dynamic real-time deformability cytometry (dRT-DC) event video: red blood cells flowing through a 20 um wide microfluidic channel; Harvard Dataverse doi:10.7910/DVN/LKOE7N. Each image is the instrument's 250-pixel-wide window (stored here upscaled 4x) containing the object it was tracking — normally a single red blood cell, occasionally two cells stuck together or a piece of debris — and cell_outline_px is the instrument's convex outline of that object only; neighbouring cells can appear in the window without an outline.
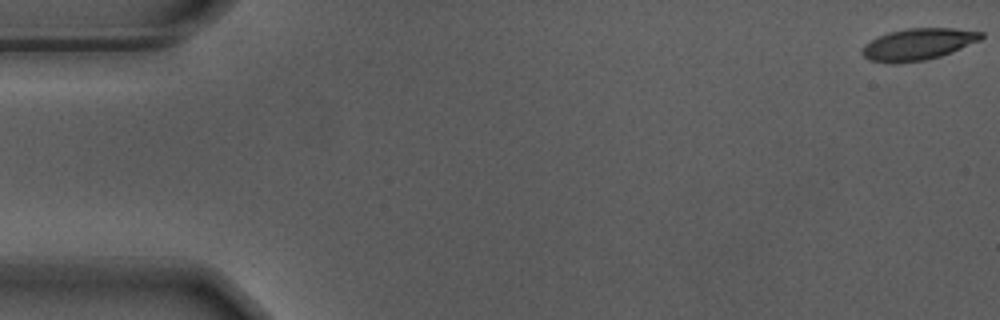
{"species": "Egyptian fruit bat (a non-hibernating species)", "species_latin": "Rousettus aegyptiacus", "temperature_condition": "warm", "stored_images_in_passage": 50, "camera_frame_rate_fps": 3000, "um_per_image_px": 0.085, "animal": {"sex": "male"}, "frame": {"image": 1, "passage_image": 1, "time_ms": 0.0, "image_size_px": [1000, 320], "cell_outline_px": [[984, 36], [980, 40], [952, 52], [940, 56], [924, 60], [896, 64], [892, 64], [868, 60], [860, 52], [864, 44], [888, 32], [904, 28], [952, 28], [984, 32]], "centroid_in_image_um": [78.02, 3.76], "position_along_channel_um": 7.0, "area_um2": 22.08}}
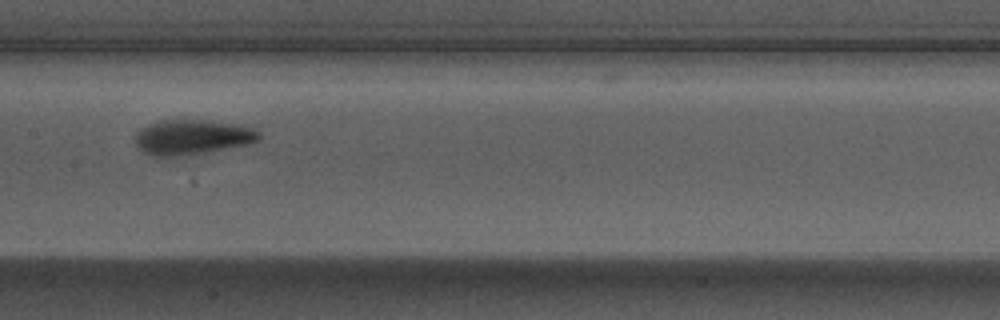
{"frame": {"image": 2, "passage_image": 28, "time_ms": 9.0, "image_size_px": [1000, 320], "cell_outline_px": [[260, 140], [248, 144], [176, 156], [152, 156], [144, 152], [136, 144], [136, 132], [140, 128], [148, 124], [160, 120], [204, 120], [240, 124], [252, 128], [260, 132]], "centroid_in_image_um": [16.33, 11.63], "position_along_channel_um": 191.1, "area_um2": 24.91}}
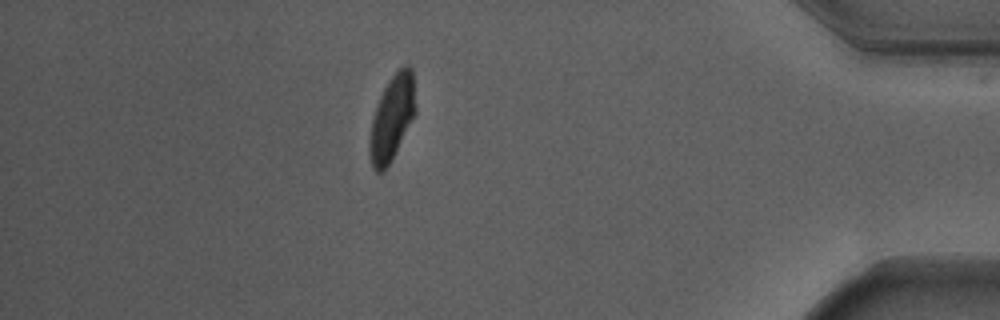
{"frame": {"image": 3, "passage_image": 49, "time_ms": 16.0, "image_size_px": [1000, 320], "cell_outline_px": [[416, 112], [388, 164], [380, 172], [376, 172], [372, 168], [368, 148], [368, 144], [372, 120], [380, 96], [388, 80], [404, 64], [408, 64], [412, 68], [416, 108]], "centroid_in_image_um": [33.31, 9.98], "position_along_channel_um": 401.9, "area_um2": 22.31}, "authors_computed_cell_mechanics": {"area_um2": 23.8136, "velocity_mm_per_s": 3.6823, "shape_relaxation_time_tau1_ms": 3.6602, "shape_relaxation_time_tau2_ms": 0.9474, "deformation_change_tau1": 0.1749, "deformation_change_tau2": 0.0606}}